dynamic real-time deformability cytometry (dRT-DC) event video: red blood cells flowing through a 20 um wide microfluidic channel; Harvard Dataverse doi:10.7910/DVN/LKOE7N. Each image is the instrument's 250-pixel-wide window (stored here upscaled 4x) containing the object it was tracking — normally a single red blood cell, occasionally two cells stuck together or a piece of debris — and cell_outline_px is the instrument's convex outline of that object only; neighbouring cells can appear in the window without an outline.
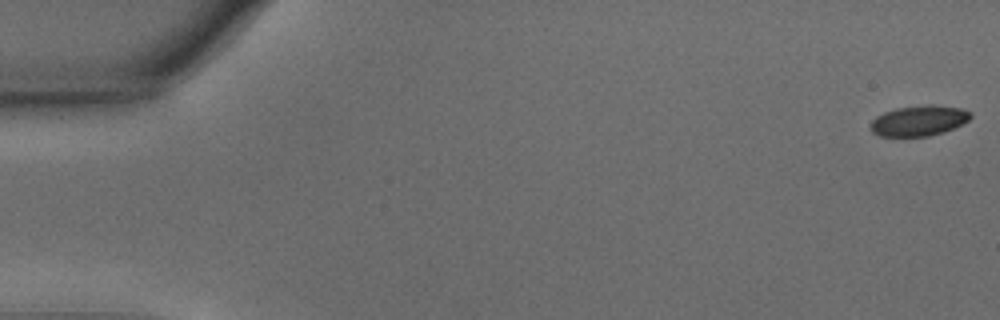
{"species": "common noctule bat (a hibernating species)", "species_latin": "Nyctalus noctula", "temperature_condition": "warm", "stored_images_in_passage": 56, "camera_frame_rate_fps": 3000, "um_per_image_px": 0.085, "animal": {"sex": "male", "body_mass_g": 15.6}, "frame": {"image": 1, "passage_image": 1, "time_ms": 0.0, "image_size_px": [1000, 320], "cell_outline_px": [[972, 116], [968, 120], [944, 132], [928, 136], [880, 136], [872, 132], [868, 128], [872, 120], [876, 116], [884, 112], [896, 108], [928, 104], [932, 104], [964, 108], [972, 112]], "centroid_in_image_um": [78.09, 10.24], "position_along_channel_um": 6.9, "area_um2": 17.92}}
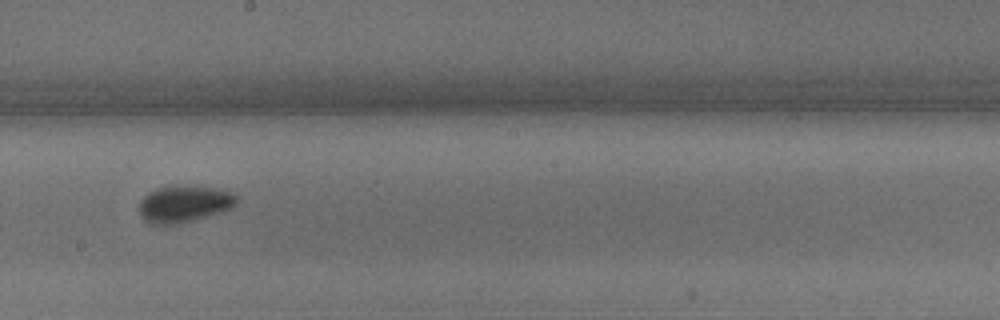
{"frame": {"image": 2, "passage_image": 32, "time_ms": 10.333, "image_size_px": [1000, 320], "cell_outline_px": [[236, 204], [220, 212], [180, 224], [152, 224], [144, 220], [140, 212], [140, 200], [148, 192], [156, 188], [176, 184], [220, 188], [236, 192]], "centroid_in_image_um": [15.66, 17.3], "position_along_channel_um": 232.5, "area_um2": 21.15}}
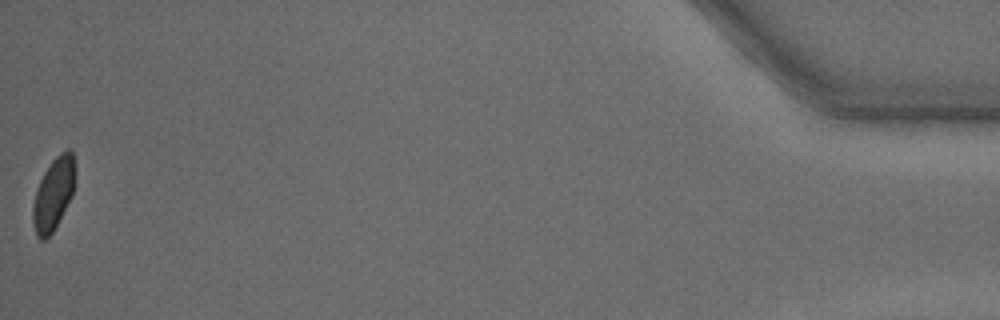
{"frame": {"image": 3, "passage_image": 56, "time_ms": 18.333, "image_size_px": [1000, 320], "cell_outline_px": [[72, 196], [52, 232], [44, 240], [40, 240], [36, 236], [32, 220], [32, 204], [36, 188], [44, 172], [52, 160], [60, 152], [68, 148], [72, 152]], "centroid_in_image_um": [4.47, 16.53], "position_along_channel_um": 430.7, "area_um2": 17.28}, "authors_computed_cell_mechanics": {"area_um2": 18.9006, "velocity_mm_per_s": 3.649, "shape_relaxation_time_tau1_ms": 4.0265, "shape_relaxation_time_tau2_ms": 0.9166, "deformation_change_tau1": 0.1146, "deformation_change_tau2": 0.0556}}